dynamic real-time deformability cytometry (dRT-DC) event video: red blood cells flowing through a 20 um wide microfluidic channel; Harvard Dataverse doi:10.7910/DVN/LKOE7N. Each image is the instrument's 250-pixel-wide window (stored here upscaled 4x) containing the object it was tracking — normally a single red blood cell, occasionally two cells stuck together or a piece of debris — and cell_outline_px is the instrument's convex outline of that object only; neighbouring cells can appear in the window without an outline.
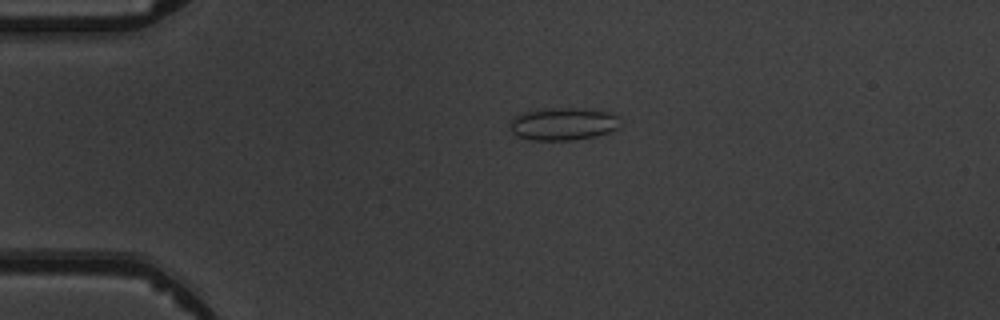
{"species": "common noctule bat (a hibernating species)", "species_latin": "Nyctalus noctula", "temperature_condition": "warm", "stored_images_in_passage": 5, "camera_frame_rate_fps": 3000, "um_per_image_px": 0.085, "animal": {"sex": "male", "body_mass_g": 19.5, "forearm_length_mm": 54.6}, "frame": {"image": 1, "passage_image": 4, "time_ms": 3.333, "image_size_px": [1000, 320], "cell_outline_px": [[620, 128], [596, 136], [572, 140], [532, 140], [516, 136], [512, 132], [508, 124], [512, 116], [524, 112], [552, 108], [576, 108], [612, 112], [620, 116]], "centroid_in_image_um": [47.88, 10.53], "position_along_channel_um": 37.1, "area_um2": 21.27}}